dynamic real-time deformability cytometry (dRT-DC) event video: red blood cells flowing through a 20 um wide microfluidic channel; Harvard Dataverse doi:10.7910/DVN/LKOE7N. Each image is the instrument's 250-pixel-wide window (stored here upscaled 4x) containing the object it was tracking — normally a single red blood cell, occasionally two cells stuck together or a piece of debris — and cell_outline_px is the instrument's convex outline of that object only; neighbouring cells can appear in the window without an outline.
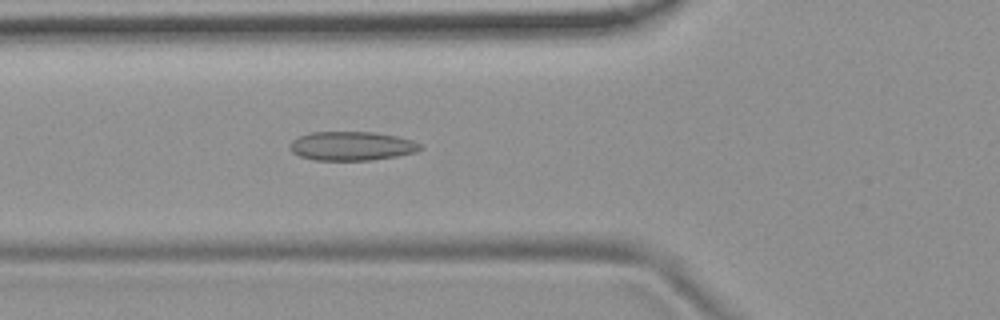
{"species": "common noctule bat (a hibernating species)", "species_latin": "Nyctalus noctula", "temperature_condition": "room temperature", "stored_images_in_passage": 53, "camera_frame_rate_fps": 3000, "um_per_image_px": 0.085, "animal": {"sex": "female", "body_mass_g": 19.9}, "frame": {"image": 1, "passage_image": 19, "time_ms": 6.0, "image_size_px": [1000, 320], "cell_outline_px": [[424, 148], [416, 152], [396, 156], [372, 160], [312, 160], [300, 156], [292, 152], [288, 148], [288, 144], [292, 140], [308, 132], [376, 132], [396, 136], [412, 140], [420, 144]], "centroid_in_image_um": [29.87, 12.41], "position_along_channel_um": 95.9, "area_um2": 22.2}}
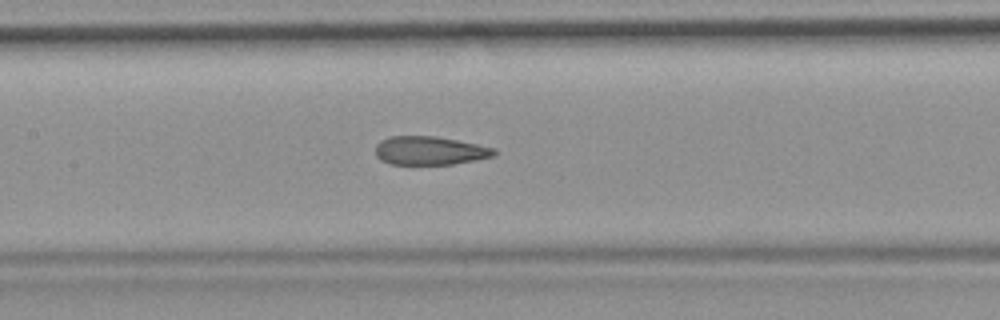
{"frame": {"image": 2, "passage_image": 25, "time_ms": 8.0, "image_size_px": [1000, 320], "cell_outline_px": [[496, 152], [492, 156], [476, 160], [452, 164], [392, 164], [380, 160], [376, 156], [376, 144], [380, 140], [388, 136], [436, 136], [496, 148]], "centroid_in_image_um": [36.5, 12.8], "position_along_channel_um": 170.9, "area_um2": 19.71}}
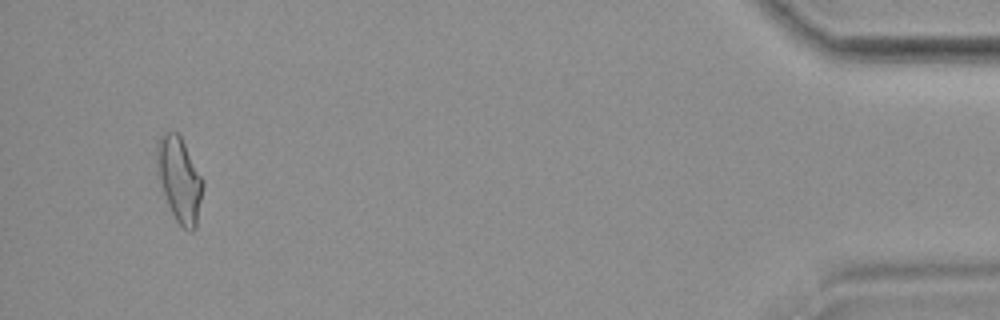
{"frame": {"image": 3, "passage_image": 51, "time_ms": 16.667, "image_size_px": [1000, 320], "cell_outline_px": [[204, 184], [196, 228], [192, 232], [188, 232], [176, 220], [160, 188], [156, 176], [156, 144], [160, 136], [164, 132], [176, 132], [180, 136], [204, 180]], "centroid_in_image_um": [15.23, 15.26], "position_along_channel_um": 420.0, "area_um2": 23.06}, "authors_computed_cell_mechanics": {"area_um2": 21.386, "velocity_mm_per_s": 3.7278, "shape_relaxation_time_tau1_ms": null, "shape_relaxation_time_tau2_ms": 1.8323, "deformation_change_tau1": null, "deformation_change_tau2": 0.0933}}